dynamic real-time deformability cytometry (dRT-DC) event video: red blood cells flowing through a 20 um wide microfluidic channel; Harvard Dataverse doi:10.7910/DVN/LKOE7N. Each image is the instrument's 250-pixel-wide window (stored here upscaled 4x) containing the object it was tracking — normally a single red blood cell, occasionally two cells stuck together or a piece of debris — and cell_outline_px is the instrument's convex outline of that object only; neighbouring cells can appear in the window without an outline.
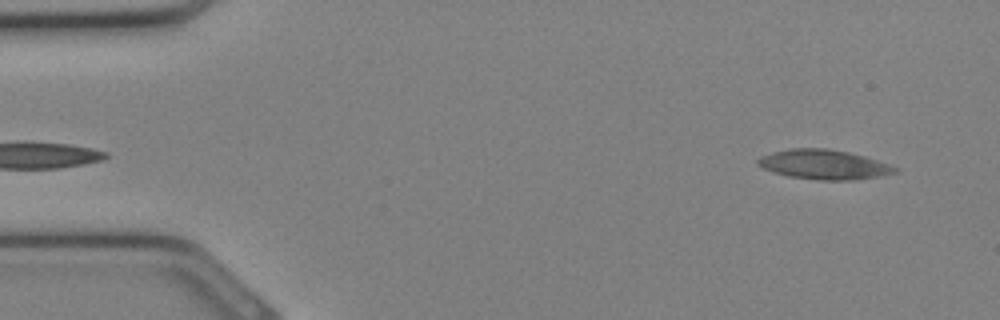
{"species": "Egyptian fruit bat (a non-hibernating species)", "species_latin": "Rousettus aegyptiacus", "temperature_condition": "cold", "stored_images_in_passage": 8, "camera_frame_rate_fps": 3000, "um_per_image_px": 0.085, "animal": {"sex": "female"}, "frame": {"image": 1, "passage_image": 1, "time_ms": 0.0, "image_size_px": [1000, 320], "cell_outline_px": [[896, 172], [876, 176], [852, 180], [820, 180], [788, 176], [764, 168], [756, 164], [756, 160], [760, 156], [772, 152], [792, 148], [828, 148], [848, 152], [864, 156], [888, 164], [896, 168]], "centroid_in_image_um": [69.97, 13.97], "position_along_channel_um": 15.0, "area_um2": 23.29}}
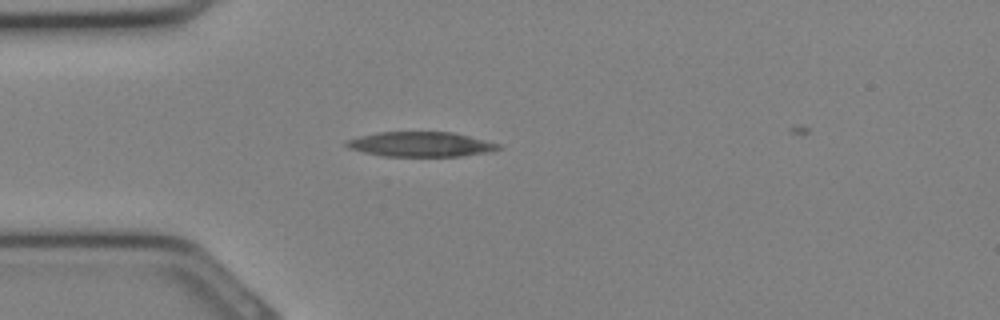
{"frame": {"image": 2, "passage_image": 7, "time_ms": 2.0, "image_size_px": [1000, 320], "cell_outline_px": [[504, 148], [488, 152], [460, 156], [380, 156], [348, 148], [344, 144], [344, 140], [376, 132], [452, 132], [500, 144]], "centroid_in_image_um": [35.72, 12.26], "position_along_channel_um": 49.3, "area_um2": 22.02}}